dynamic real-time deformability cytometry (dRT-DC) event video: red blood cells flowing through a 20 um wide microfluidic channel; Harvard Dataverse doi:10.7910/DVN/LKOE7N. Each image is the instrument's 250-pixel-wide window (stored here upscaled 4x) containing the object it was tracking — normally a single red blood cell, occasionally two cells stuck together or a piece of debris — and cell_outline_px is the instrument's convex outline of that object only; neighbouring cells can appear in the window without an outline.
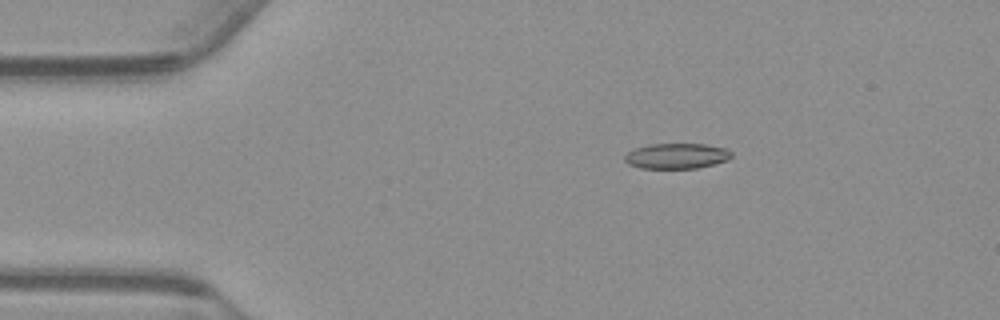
{"species": "common noctule bat (a hibernating species)", "species_latin": "Nyctalus noctula", "temperature_condition": "warm", "stored_images_in_passage": 46, "camera_frame_rate_fps": 3000, "um_per_image_px": 0.085, "animal": {"sex": "male", "body_mass_g": 23.1, "forearm_length_mm": 52.7}, "frame": {"image": 1, "passage_image": 1, "time_ms": 0.0, "image_size_px": [1000, 320], "cell_outline_px": [[732, 156], [728, 160], [696, 168], [640, 168], [628, 164], [624, 160], [624, 156], [628, 152], [636, 148], [648, 144], [704, 144], [728, 148], [732, 152]], "centroid_in_image_um": [57.52, 13.25], "position_along_channel_um": 27.5, "area_um2": 15.84}}
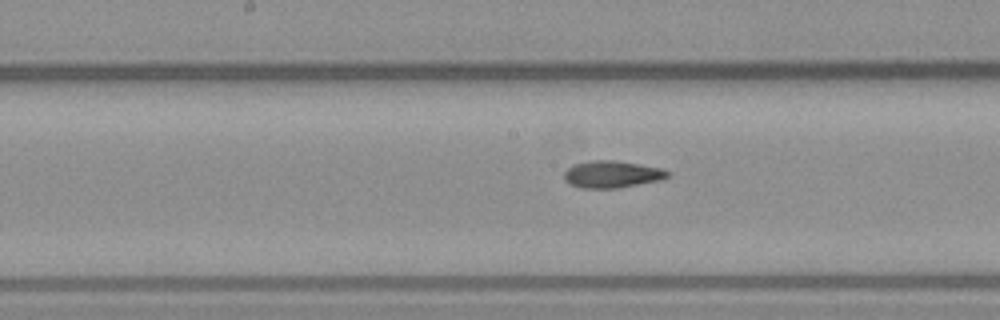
{"frame": {"image": 2, "passage_image": 19, "time_ms": 6.0, "image_size_px": [1000, 320], "cell_outline_px": [[672, 172], [668, 176], [660, 180], [616, 188], [580, 188], [568, 184], [564, 180], [564, 172], [568, 168], [576, 164], [592, 160], [612, 160], [660, 168]], "centroid_in_image_um": [51.98, 14.82], "position_along_channel_um": 196.2, "area_um2": 16.13}}
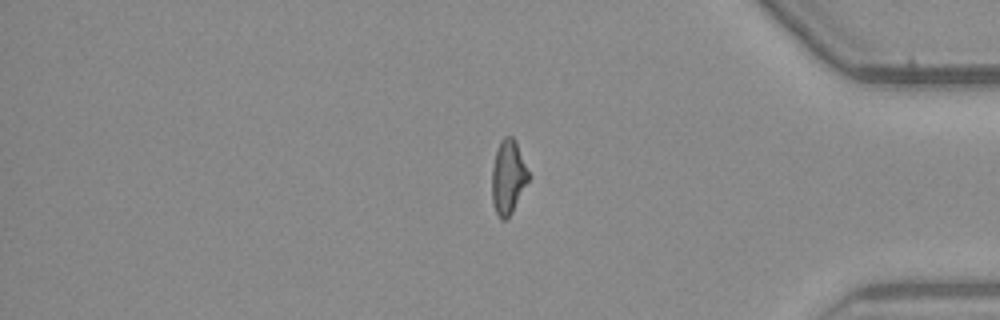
{"frame": {"image": 3, "passage_image": 37, "time_ms": 12.0, "image_size_px": [1000, 320], "cell_outline_px": [[528, 180], [512, 212], [504, 220], [500, 220], [492, 204], [492, 168], [496, 148], [500, 140], [504, 136], [512, 136], [516, 140], [528, 172]], "centroid_in_image_um": [43.16, 15.02], "position_along_channel_um": 392.0, "area_um2": 15.66}, "authors_computed_cell_mechanics": {"area_um2": 16.0395, "velocity_mm_per_s": 3.7474, "shape_relaxation_time_tau1_ms": null, "shape_relaxation_time_tau2_ms": 7.687, "deformation_change_tau1": null, "deformation_change_tau2": 0.1462}}